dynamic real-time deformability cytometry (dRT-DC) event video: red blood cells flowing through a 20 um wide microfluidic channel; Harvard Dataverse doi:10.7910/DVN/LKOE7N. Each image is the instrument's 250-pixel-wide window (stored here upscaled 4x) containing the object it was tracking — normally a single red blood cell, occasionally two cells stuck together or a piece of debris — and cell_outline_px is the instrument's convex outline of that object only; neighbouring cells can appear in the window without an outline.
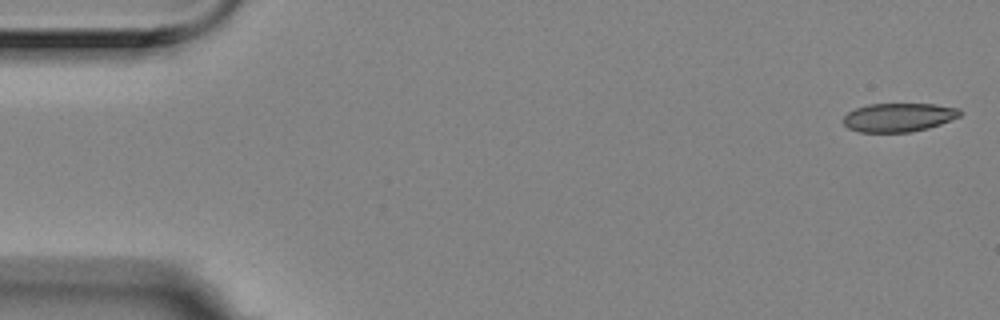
{"species": "Egyptian fruit bat (a non-hibernating species)", "species_latin": "Rousettus aegyptiacus", "temperature_condition": "room temperature", "stored_images_in_passage": 3, "camera_frame_rate_fps": 3000, "um_per_image_px": 0.085, "animal": {"sex": "female"}, "frame": {"image": 1, "passage_image": 1, "time_ms": 0.0, "image_size_px": [1000, 320], "cell_outline_px": [[960, 116], [940, 124], [928, 128], [908, 132], [860, 132], [848, 128], [844, 124], [844, 116], [848, 112], [856, 108], [868, 104], [936, 104], [960, 108]], "centroid_in_image_um": [76.38, 9.97], "position_along_channel_um": 8.6, "area_um2": 19.42}}